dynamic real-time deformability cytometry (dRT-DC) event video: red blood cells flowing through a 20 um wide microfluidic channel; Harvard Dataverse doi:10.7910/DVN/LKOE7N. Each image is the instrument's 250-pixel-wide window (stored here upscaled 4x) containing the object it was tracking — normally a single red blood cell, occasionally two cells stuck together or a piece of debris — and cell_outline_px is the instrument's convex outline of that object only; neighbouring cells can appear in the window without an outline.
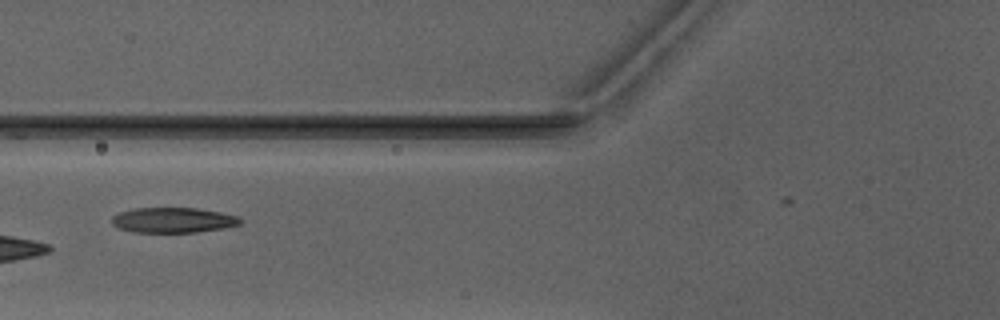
{"species": "Egyptian fruit bat (a non-hibernating species)", "species_latin": "Rousettus aegyptiacus", "temperature_condition": "warm", "stored_images_in_passage": 4, "camera_frame_rate_fps": 3000, "um_per_image_px": 0.085, "animal": {"sex": "male"}, "frame": {"image": 1, "passage_image": 3, "time_ms": 2.667, "image_size_px": [1000, 320], "cell_outline_px": [[240, 224], [224, 228], [196, 232], [132, 232], [116, 228], [112, 224], [112, 216], [120, 212], [132, 208], [196, 208], [220, 212], [240, 216]], "centroid_in_image_um": [14.68, 18.71], "position_along_channel_um": 111.1, "area_um2": 18.96}}
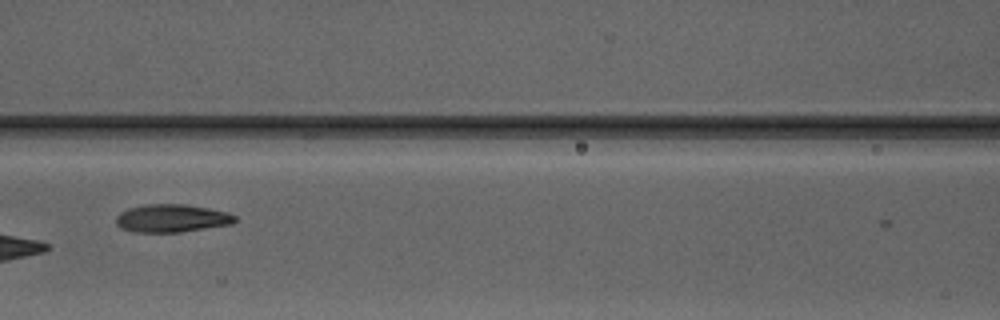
{"frame": {"image": 2, "passage_image": 4, "time_ms": 3.667, "image_size_px": [1000, 320], "cell_outline_px": [[236, 220], [232, 224], [180, 232], [132, 232], [120, 228], [116, 224], [116, 216], [120, 212], [128, 208], [144, 204], [184, 204], [208, 208], [228, 212], [236, 216]], "centroid_in_image_um": [14.57, 18.55], "position_along_channel_um": 152.0, "area_um2": 19.48}}